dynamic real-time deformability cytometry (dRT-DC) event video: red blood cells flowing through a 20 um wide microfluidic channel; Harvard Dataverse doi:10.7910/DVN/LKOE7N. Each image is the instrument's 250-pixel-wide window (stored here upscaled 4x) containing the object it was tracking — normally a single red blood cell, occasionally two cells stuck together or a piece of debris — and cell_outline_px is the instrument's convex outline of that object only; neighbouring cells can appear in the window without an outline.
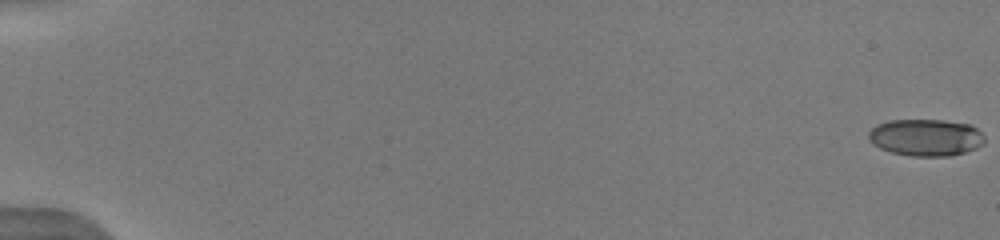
{"species": "human", "species_latin": "Homo sapiens", "temperature_condition": "warm", "stored_images_in_passage": 36, "camera_frame_rate_fps": 3000, "um_per_image_px": 0.085, "donor": {"sex": "male"}, "frame": {"image": 1, "passage_image": 1, "time_ms": 0.0, "image_size_px": [1000, 240], "cell_outline_px": [[984, 144], [976, 148], [952, 156], [912, 156], [892, 152], [880, 148], [872, 144], [868, 140], [868, 132], [876, 124], [888, 120], [944, 120], [972, 124], [984, 136]], "centroid_in_image_um": [78.69, 11.68], "position_along_channel_um": 6.3, "area_um2": 25.2}}
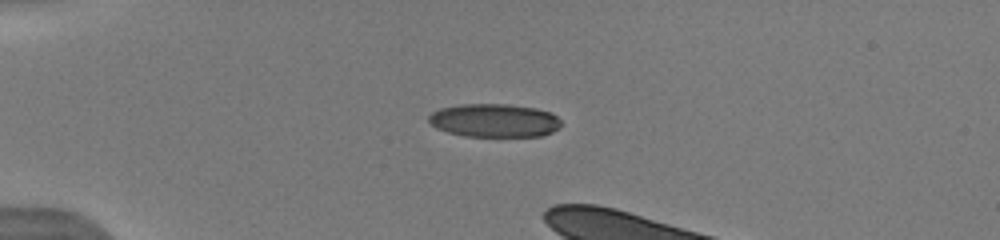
{"frame": {"image": 2, "passage_image": 22, "time_ms": 4.667, "image_size_px": [1000, 240], "cell_outline_px": [[560, 128], [552, 132], [540, 136], [464, 136], [448, 132], [436, 128], [428, 120], [428, 116], [432, 112], [440, 108], [460, 104], [508, 104], [536, 108], [552, 112], [560, 120]], "centroid_in_image_um": [42.02, 10.23], "position_along_channel_um": 43.0, "area_um2": 25.84}}
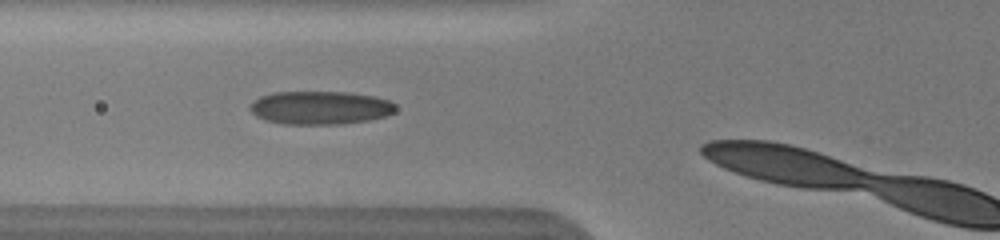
{"frame": {"image": 3, "passage_image": 30, "time_ms": 7.0, "image_size_px": [1000, 240], "cell_outline_px": [[396, 112], [388, 116], [368, 120], [340, 124], [284, 124], [264, 120], [256, 116], [248, 108], [248, 104], [252, 100], [260, 96], [276, 92], [348, 92], [372, 96], [388, 100], [396, 104]], "centroid_in_image_um": [27.2, 9.16], "position_along_channel_um": 98.6, "area_um2": 28.55}}